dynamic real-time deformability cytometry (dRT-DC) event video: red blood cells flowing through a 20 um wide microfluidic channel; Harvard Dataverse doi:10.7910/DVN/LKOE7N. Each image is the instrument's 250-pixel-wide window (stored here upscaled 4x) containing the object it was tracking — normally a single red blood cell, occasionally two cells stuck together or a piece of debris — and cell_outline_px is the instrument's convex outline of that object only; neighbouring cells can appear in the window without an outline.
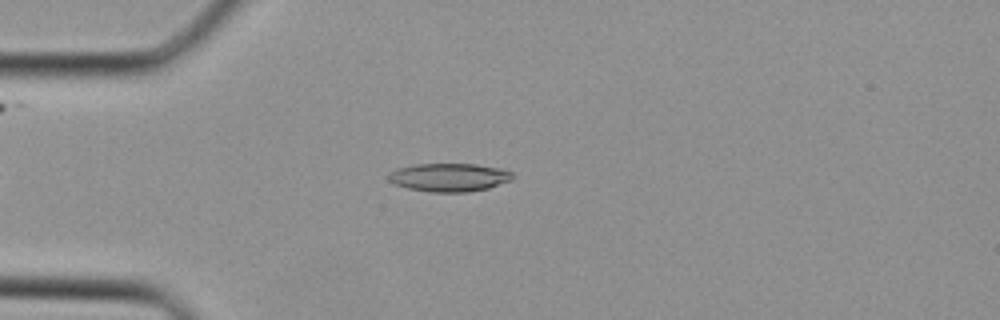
{"species": "Egyptian fruit bat (a non-hibernating species)", "species_latin": "Rousettus aegyptiacus", "temperature_condition": "cold", "stored_images_in_passage": 28, "camera_frame_rate_fps": 3000, "um_per_image_px": 0.085, "animal": {"sex": "female"}, "frame": {"image": 1, "passage_image": 2, "time_ms": 0.333, "image_size_px": [1000, 320], "cell_outline_px": [[512, 180], [488, 188], [468, 192], [428, 192], [408, 188], [396, 184], [388, 180], [388, 172], [396, 168], [416, 164], [476, 164], [500, 168], [512, 172]], "centroid_in_image_um": [38.16, 15.07], "position_along_channel_um": 46.8, "area_um2": 20.52}}
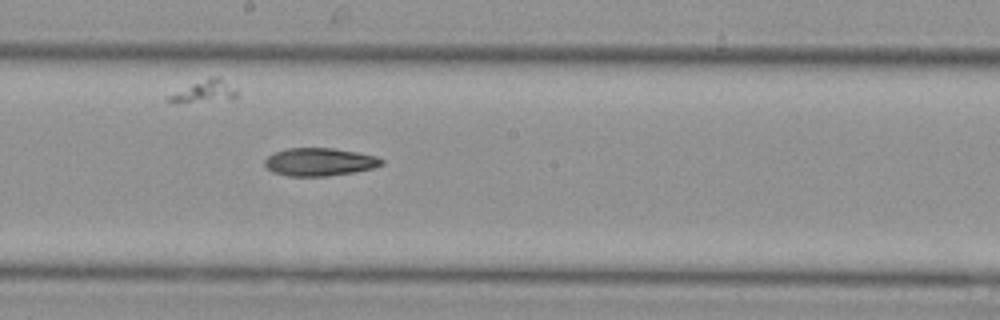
{"frame": {"image": 2, "passage_image": 12, "time_ms": 3.667, "image_size_px": [1000, 320], "cell_outline_px": [[384, 164], [372, 168], [356, 172], [328, 176], [288, 176], [272, 172], [264, 164], [264, 160], [268, 156], [276, 152], [288, 148], [332, 148], [356, 152], [376, 156], [384, 160]], "centroid_in_image_um": [27.17, 13.77], "position_along_channel_um": 221.0, "area_um2": 19.02}}
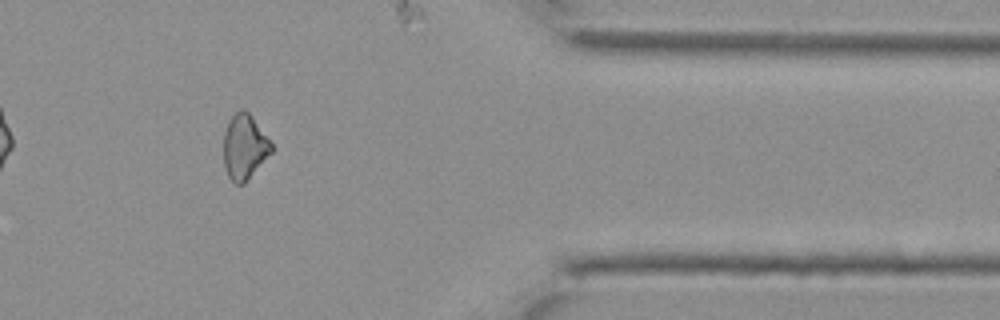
{"frame": {"image": 3, "passage_image": 22, "time_ms": 7.0, "image_size_px": [1000, 320], "cell_outline_px": [[272, 152], [244, 184], [236, 184], [228, 176], [224, 168], [224, 132], [228, 120], [240, 108], [244, 108], [252, 116], [272, 144]], "centroid_in_image_um": [20.76, 12.48], "position_along_channel_um": 390.6, "area_um2": 18.09}}